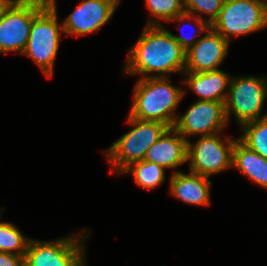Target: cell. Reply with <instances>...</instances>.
I'll return each mask as SVG.
<instances>
[{"label": "cell", "mask_w": 267, "mask_h": 266, "mask_svg": "<svg viewBox=\"0 0 267 266\" xmlns=\"http://www.w3.org/2000/svg\"><path fill=\"white\" fill-rule=\"evenodd\" d=\"M186 51L161 25H146L136 44L129 50L124 73L141 74V78L166 77L179 72L183 75ZM154 73L153 75H151ZM165 74V75H164Z\"/></svg>", "instance_id": "6da1fadb"}, {"label": "cell", "mask_w": 267, "mask_h": 266, "mask_svg": "<svg viewBox=\"0 0 267 266\" xmlns=\"http://www.w3.org/2000/svg\"><path fill=\"white\" fill-rule=\"evenodd\" d=\"M185 93L167 77L140 78L134 88L129 116L173 127L177 119L175 109Z\"/></svg>", "instance_id": "7a4b0ae2"}, {"label": "cell", "mask_w": 267, "mask_h": 266, "mask_svg": "<svg viewBox=\"0 0 267 266\" xmlns=\"http://www.w3.org/2000/svg\"><path fill=\"white\" fill-rule=\"evenodd\" d=\"M127 122L134 127L105 151L107 161L112 165L111 172L118 175L130 164L143 160L148 148L169 128L160 122L139 120L130 116Z\"/></svg>", "instance_id": "3957f363"}, {"label": "cell", "mask_w": 267, "mask_h": 266, "mask_svg": "<svg viewBox=\"0 0 267 266\" xmlns=\"http://www.w3.org/2000/svg\"><path fill=\"white\" fill-rule=\"evenodd\" d=\"M55 0H51L34 19L29 39L22 54L27 55L40 67L47 78L53 76L54 62L59 49L63 25L58 24Z\"/></svg>", "instance_id": "277c9868"}, {"label": "cell", "mask_w": 267, "mask_h": 266, "mask_svg": "<svg viewBox=\"0 0 267 266\" xmlns=\"http://www.w3.org/2000/svg\"><path fill=\"white\" fill-rule=\"evenodd\" d=\"M211 27L229 43L232 36L256 32L267 27V2L264 0H225Z\"/></svg>", "instance_id": "5b68a950"}, {"label": "cell", "mask_w": 267, "mask_h": 266, "mask_svg": "<svg viewBox=\"0 0 267 266\" xmlns=\"http://www.w3.org/2000/svg\"><path fill=\"white\" fill-rule=\"evenodd\" d=\"M266 96V76L232 77L224 103L227 122L231 112L240 126L267 116V112L262 114Z\"/></svg>", "instance_id": "8992f818"}, {"label": "cell", "mask_w": 267, "mask_h": 266, "mask_svg": "<svg viewBox=\"0 0 267 266\" xmlns=\"http://www.w3.org/2000/svg\"><path fill=\"white\" fill-rule=\"evenodd\" d=\"M83 235L78 232L49 242L30 239L24 266H85L83 241L89 234Z\"/></svg>", "instance_id": "52a82bcc"}, {"label": "cell", "mask_w": 267, "mask_h": 266, "mask_svg": "<svg viewBox=\"0 0 267 266\" xmlns=\"http://www.w3.org/2000/svg\"><path fill=\"white\" fill-rule=\"evenodd\" d=\"M199 137L194 144L188 141L187 161L191 172L209 178L232 167V152L237 139L228 136L223 139L220 133Z\"/></svg>", "instance_id": "ba28073f"}, {"label": "cell", "mask_w": 267, "mask_h": 266, "mask_svg": "<svg viewBox=\"0 0 267 266\" xmlns=\"http://www.w3.org/2000/svg\"><path fill=\"white\" fill-rule=\"evenodd\" d=\"M48 5L11 3L0 17V53H22L33 19Z\"/></svg>", "instance_id": "9c48e42d"}, {"label": "cell", "mask_w": 267, "mask_h": 266, "mask_svg": "<svg viewBox=\"0 0 267 266\" xmlns=\"http://www.w3.org/2000/svg\"><path fill=\"white\" fill-rule=\"evenodd\" d=\"M224 103L197 100L181 117H177L173 127L187 141L191 135L205 136L219 133L228 123Z\"/></svg>", "instance_id": "30bf717a"}, {"label": "cell", "mask_w": 267, "mask_h": 266, "mask_svg": "<svg viewBox=\"0 0 267 266\" xmlns=\"http://www.w3.org/2000/svg\"><path fill=\"white\" fill-rule=\"evenodd\" d=\"M121 0H82L63 21L64 34L78 36L100 29L113 16Z\"/></svg>", "instance_id": "8fae6325"}, {"label": "cell", "mask_w": 267, "mask_h": 266, "mask_svg": "<svg viewBox=\"0 0 267 266\" xmlns=\"http://www.w3.org/2000/svg\"><path fill=\"white\" fill-rule=\"evenodd\" d=\"M206 34L186 51L184 72L219 70L229 49V42L211 26Z\"/></svg>", "instance_id": "7c38bea8"}, {"label": "cell", "mask_w": 267, "mask_h": 266, "mask_svg": "<svg viewBox=\"0 0 267 266\" xmlns=\"http://www.w3.org/2000/svg\"><path fill=\"white\" fill-rule=\"evenodd\" d=\"M187 153L188 141L174 127H169L148 148L143 160L172 169L187 162Z\"/></svg>", "instance_id": "4fadbf2b"}, {"label": "cell", "mask_w": 267, "mask_h": 266, "mask_svg": "<svg viewBox=\"0 0 267 266\" xmlns=\"http://www.w3.org/2000/svg\"><path fill=\"white\" fill-rule=\"evenodd\" d=\"M170 193L179 200L191 205H210V186L212 181L203 175L173 171L170 181Z\"/></svg>", "instance_id": "5bb4252c"}, {"label": "cell", "mask_w": 267, "mask_h": 266, "mask_svg": "<svg viewBox=\"0 0 267 266\" xmlns=\"http://www.w3.org/2000/svg\"><path fill=\"white\" fill-rule=\"evenodd\" d=\"M186 85L198 96L199 101L225 102L231 78L222 70L205 72H183ZM227 91V92H226Z\"/></svg>", "instance_id": "9a60e30c"}, {"label": "cell", "mask_w": 267, "mask_h": 266, "mask_svg": "<svg viewBox=\"0 0 267 266\" xmlns=\"http://www.w3.org/2000/svg\"><path fill=\"white\" fill-rule=\"evenodd\" d=\"M232 167L247 176L253 183L267 189V159L248 148L239 139L235 141L233 147Z\"/></svg>", "instance_id": "2e32d148"}, {"label": "cell", "mask_w": 267, "mask_h": 266, "mask_svg": "<svg viewBox=\"0 0 267 266\" xmlns=\"http://www.w3.org/2000/svg\"><path fill=\"white\" fill-rule=\"evenodd\" d=\"M164 171L165 168L156 163L141 160L130 164L121 174L133 173L138 186L151 190L165 181Z\"/></svg>", "instance_id": "e0dca14e"}, {"label": "cell", "mask_w": 267, "mask_h": 266, "mask_svg": "<svg viewBox=\"0 0 267 266\" xmlns=\"http://www.w3.org/2000/svg\"><path fill=\"white\" fill-rule=\"evenodd\" d=\"M243 134L238 139L251 150L267 159V116L240 126Z\"/></svg>", "instance_id": "ac0fdd59"}, {"label": "cell", "mask_w": 267, "mask_h": 266, "mask_svg": "<svg viewBox=\"0 0 267 266\" xmlns=\"http://www.w3.org/2000/svg\"><path fill=\"white\" fill-rule=\"evenodd\" d=\"M29 241L13 224L0 222V252L25 256Z\"/></svg>", "instance_id": "d6986e66"}, {"label": "cell", "mask_w": 267, "mask_h": 266, "mask_svg": "<svg viewBox=\"0 0 267 266\" xmlns=\"http://www.w3.org/2000/svg\"><path fill=\"white\" fill-rule=\"evenodd\" d=\"M146 5L150 13L156 17L147 18L146 25H161L160 20L170 21L174 19L177 15L183 14V0H146Z\"/></svg>", "instance_id": "ffe728a7"}, {"label": "cell", "mask_w": 267, "mask_h": 266, "mask_svg": "<svg viewBox=\"0 0 267 266\" xmlns=\"http://www.w3.org/2000/svg\"><path fill=\"white\" fill-rule=\"evenodd\" d=\"M225 0H183V7L186 13L195 15L203 19V13L208 15L206 21L211 26L218 18L221 8Z\"/></svg>", "instance_id": "44dd1931"}, {"label": "cell", "mask_w": 267, "mask_h": 266, "mask_svg": "<svg viewBox=\"0 0 267 266\" xmlns=\"http://www.w3.org/2000/svg\"><path fill=\"white\" fill-rule=\"evenodd\" d=\"M182 21V23L185 21L188 22V24L194 20L196 21V30L194 31V33L190 36H177L172 34L173 38L181 45V47L187 51L190 47H192L200 38H196L199 33L201 34V32L206 31L210 25L209 23L205 20V19H201L195 15H191L189 13L184 12L183 14L177 15L174 19L170 20L171 21ZM181 31L183 32V28H180ZM185 34V33H184Z\"/></svg>", "instance_id": "7402d4cb"}, {"label": "cell", "mask_w": 267, "mask_h": 266, "mask_svg": "<svg viewBox=\"0 0 267 266\" xmlns=\"http://www.w3.org/2000/svg\"><path fill=\"white\" fill-rule=\"evenodd\" d=\"M0 266H24V256L0 252Z\"/></svg>", "instance_id": "603a6c76"}, {"label": "cell", "mask_w": 267, "mask_h": 266, "mask_svg": "<svg viewBox=\"0 0 267 266\" xmlns=\"http://www.w3.org/2000/svg\"><path fill=\"white\" fill-rule=\"evenodd\" d=\"M51 0H13V3L50 5Z\"/></svg>", "instance_id": "cb8c5ba5"}, {"label": "cell", "mask_w": 267, "mask_h": 266, "mask_svg": "<svg viewBox=\"0 0 267 266\" xmlns=\"http://www.w3.org/2000/svg\"><path fill=\"white\" fill-rule=\"evenodd\" d=\"M11 3H13V0H0V17Z\"/></svg>", "instance_id": "d4e9b609"}, {"label": "cell", "mask_w": 267, "mask_h": 266, "mask_svg": "<svg viewBox=\"0 0 267 266\" xmlns=\"http://www.w3.org/2000/svg\"><path fill=\"white\" fill-rule=\"evenodd\" d=\"M4 210H5V209H4L3 207H1V209H0V213L3 212Z\"/></svg>", "instance_id": "484cf974"}]
</instances>
